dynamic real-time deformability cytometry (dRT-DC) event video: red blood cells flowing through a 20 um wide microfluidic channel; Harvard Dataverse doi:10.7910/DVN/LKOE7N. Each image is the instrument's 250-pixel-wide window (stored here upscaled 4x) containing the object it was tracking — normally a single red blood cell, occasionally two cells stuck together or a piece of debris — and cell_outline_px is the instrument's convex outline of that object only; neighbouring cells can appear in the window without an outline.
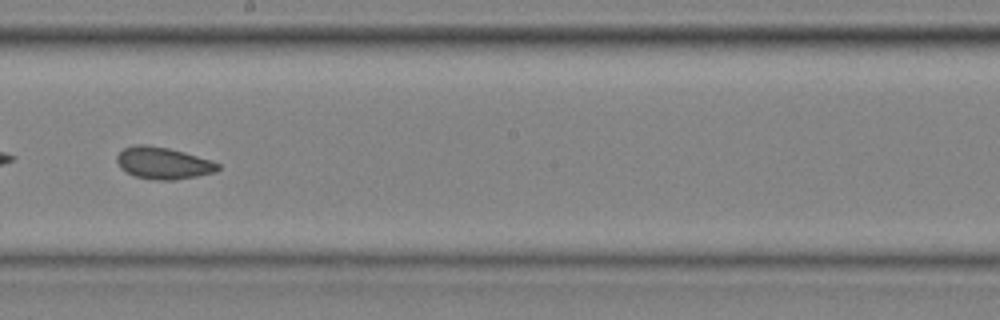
{"species": "common noctule bat (a hibernating species)", "species_latin": "Nyctalus noctula", "temperature_condition": "cold", "stored_images_in_passage": 35, "camera_frame_rate_fps": 3000, "um_per_image_px": 0.085, "animal": {"sex": "male", "body_mass_g": 20.4}, "frame": {"image": 1, "passage_image": 16, "time_ms": 5.0, "image_size_px": [1000, 320], "cell_outline_px": [[220, 168], [216, 172], [176, 180], [156, 180], [136, 176], [120, 168], [116, 160], [116, 156], [124, 148], [136, 144], [144, 144], [168, 148], [184, 152], [212, 160], [220, 164]], "centroid_in_image_um": [13.89, 13.86], "position_along_channel_um": 234.3, "area_um2": 18.79}}
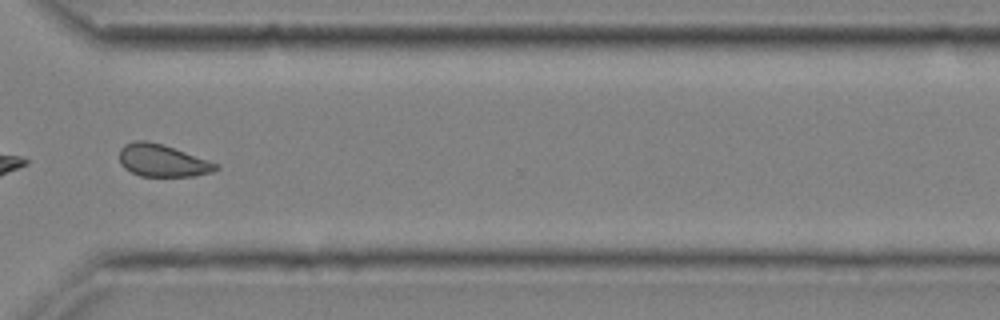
{"frame": {"image": 2, "passage_image": 25, "time_ms": 8.0, "image_size_px": [1000, 320], "cell_outline_px": [[220, 168], [212, 172], [196, 176], [140, 176], [124, 168], [120, 164], [120, 148], [124, 144], [136, 140], [148, 140], [164, 144], [220, 164]], "centroid_in_image_um": [13.82, 13.64], "position_along_channel_um": 356.8, "area_um2": 18.44}, "authors_computed_cell_mechanics": {"area_um2": 18.6116, "velocity_mm_per_s": 4.0535, "shape_relaxation_time_tau1_ms": 10.9824, "shape_relaxation_time_tau2_ms": 2.7442, "deformation_change_tau1": 0.1262, "deformation_change_tau2": 0.082}}